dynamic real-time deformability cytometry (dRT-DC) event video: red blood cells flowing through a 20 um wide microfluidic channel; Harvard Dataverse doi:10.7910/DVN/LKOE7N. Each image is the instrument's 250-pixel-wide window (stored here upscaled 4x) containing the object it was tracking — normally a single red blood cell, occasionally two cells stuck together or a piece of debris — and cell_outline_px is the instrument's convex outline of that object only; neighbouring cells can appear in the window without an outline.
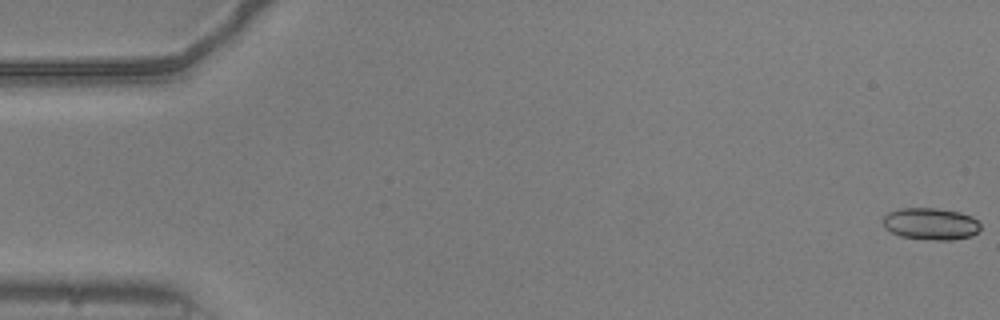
{"species": "common noctule bat (a hibernating species)", "species_latin": "Nyctalus noctula", "temperature_condition": "warm", "stored_images_in_passage": 54, "camera_frame_rate_fps": 3000, "um_per_image_px": 0.085, "animal": {"sex": "male", "body_mass_g": 20.5, "forearm_length_mm": 52.5}, "frame": {"image": 1, "passage_image": 1, "time_ms": 0.0, "image_size_px": [1000, 320], "cell_outline_px": [[980, 228], [972, 236], [952, 240], [936, 240], [900, 236], [884, 228], [884, 216], [888, 212], [900, 208], [936, 208], [960, 212], [972, 216], [980, 224]], "centroid_in_image_um": [79.11, 19.02], "position_along_channel_um": 5.9, "area_um2": 18.09}}
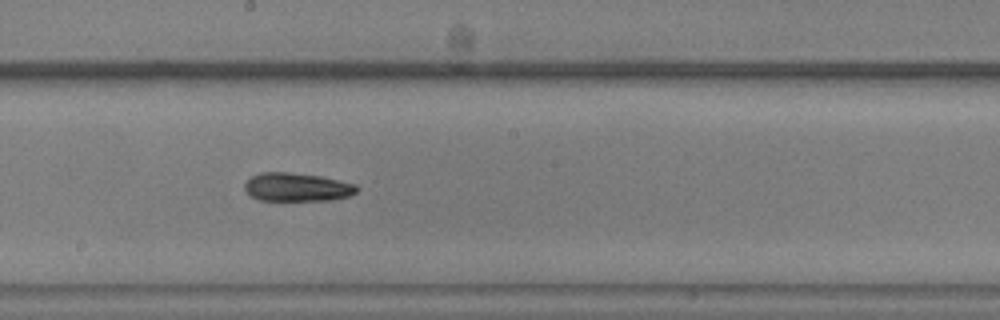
{"frame": {"image": 2, "passage_image": 30, "time_ms": 9.667, "image_size_px": [1000, 320], "cell_outline_px": [[360, 188], [356, 192], [348, 196], [332, 200], [260, 200], [252, 196], [244, 188], [244, 184], [252, 176], [260, 172], [288, 172], [320, 176], [356, 184]], "centroid_in_image_um": [25.26, 15.9], "position_along_channel_um": 222.9, "area_um2": 18.5}}
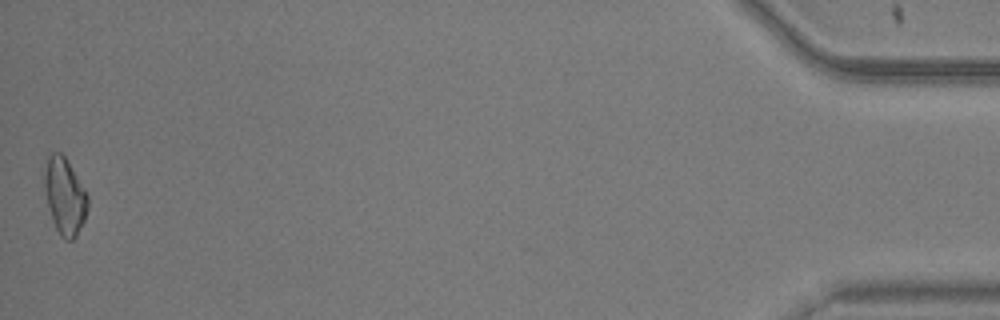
{"frame": {"image": 3, "passage_image": 54, "time_ms": 17.667, "image_size_px": [1000, 320], "cell_outline_px": [[88, 208], [84, 220], [76, 236], [72, 240], [64, 240], [60, 236], [52, 220], [44, 188], [44, 172], [48, 156], [52, 152], [60, 152], [64, 156], [88, 196]], "centroid_in_image_um": [5.49, 16.7], "position_along_channel_um": 429.7, "area_um2": 19.02}, "authors_computed_cell_mechanics": {"area_um2": 18.3804, "velocity_mm_per_s": 3.7908, "shape_relaxation_time_tau1_ms": 9.29, "shape_relaxation_time_tau2_ms": 5.3069, "deformation_change_tau1": 0.2221, "deformation_change_tau2": 0.1411}}